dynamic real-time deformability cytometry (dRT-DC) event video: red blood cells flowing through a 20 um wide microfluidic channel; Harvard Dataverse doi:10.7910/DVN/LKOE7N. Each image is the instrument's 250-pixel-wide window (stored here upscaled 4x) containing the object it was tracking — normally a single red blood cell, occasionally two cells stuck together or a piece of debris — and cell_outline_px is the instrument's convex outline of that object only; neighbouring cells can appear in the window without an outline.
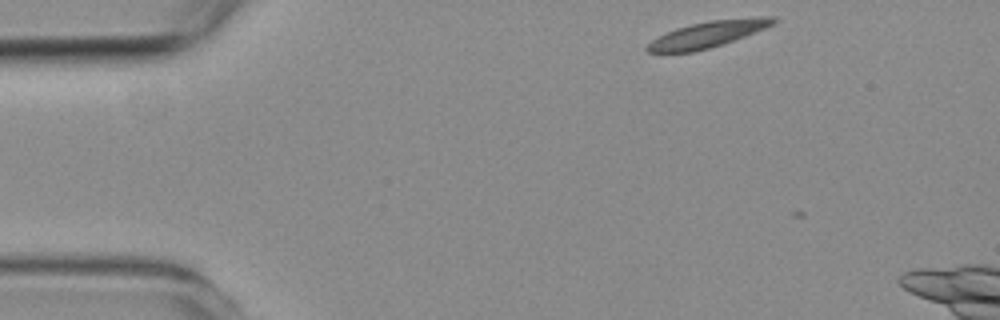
{"species": "common noctule bat (a hibernating species)", "species_latin": "Nyctalus noctula", "temperature_condition": "room temperature", "stored_images_in_passage": 3, "camera_frame_rate_fps": 3000, "um_per_image_px": 0.085, "animal": {"sex": "female", "body_mass_g": 19.3, "forearm_length_mm": 54.1}, "frame": {"image": 1, "passage_image": 1, "time_ms": 0.0, "image_size_px": [1000, 320], "cell_outline_px": [[780, 20], [764, 28], [724, 44], [692, 52], [648, 52], [644, 48], [656, 36], [676, 28], [692, 24], [712, 20], [756, 16], [776, 16]], "centroid_in_image_um": [60.18, 2.9], "position_along_channel_um": 24.8, "area_um2": 19.25}}